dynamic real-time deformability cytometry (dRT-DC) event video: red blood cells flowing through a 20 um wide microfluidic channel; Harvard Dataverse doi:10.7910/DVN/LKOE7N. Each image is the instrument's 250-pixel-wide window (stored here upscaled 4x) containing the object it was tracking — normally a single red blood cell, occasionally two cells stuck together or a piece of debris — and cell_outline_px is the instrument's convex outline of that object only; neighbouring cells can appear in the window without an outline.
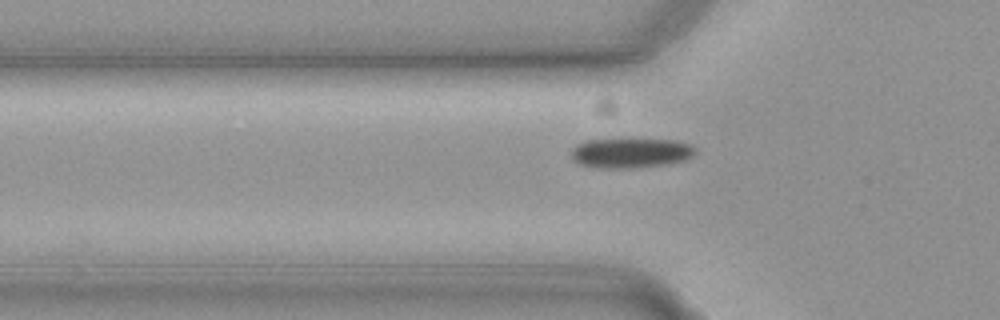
{"species": "common noctule bat (a hibernating species)", "species_latin": "Nyctalus noctula", "temperature_condition": "cold", "stored_images_in_passage": 35, "camera_frame_rate_fps": 3000, "um_per_image_px": 0.085, "animal": {"sex": "female", "body_mass_g": 19.3, "forearm_length_mm": 54.1}, "frame": {"image": 1, "passage_image": 2, "time_ms": 0.333, "image_size_px": [1000, 320], "cell_outline_px": [[696, 152], [692, 156], [684, 160], [664, 164], [632, 168], [608, 168], [580, 164], [572, 160], [572, 148], [576, 144], [588, 140], [612, 136], [620, 136], [676, 140], [692, 144], [696, 148]], "centroid_in_image_um": [53.61, 12.92], "position_along_channel_um": 72.2, "area_um2": 22.66}}
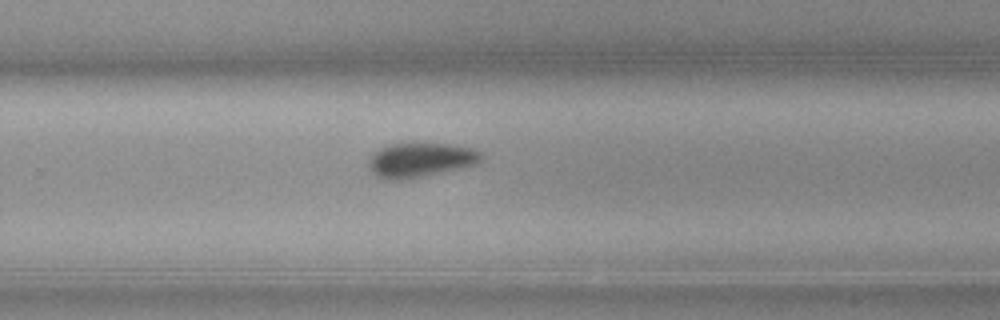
{"frame": {"image": 2, "passage_image": 20, "time_ms": 6.333, "image_size_px": [1000, 320], "cell_outline_px": [[484, 156], [476, 164], [460, 168], [404, 180], [384, 180], [376, 176], [368, 168], [368, 160], [380, 148], [392, 144], [452, 144], [472, 148], [480, 152]], "centroid_in_image_um": [35.72, 13.61], "position_along_channel_um": 294.1, "area_um2": 22.43}}
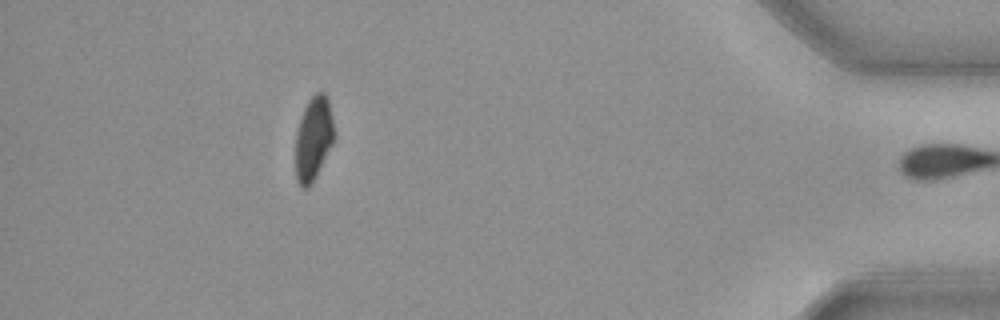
{"frame": {"image": 3, "passage_image": 34, "time_ms": 11.0, "image_size_px": [1000, 320], "cell_outline_px": [[336, 136], [316, 176], [308, 188], [300, 188], [296, 180], [296, 132], [304, 108], [308, 100], [316, 92], [324, 92], [328, 96], [336, 132]], "centroid_in_image_um": [26.67, 11.75], "position_along_channel_um": 408.5, "area_um2": 19.13}, "authors_computed_cell_mechanics": {"area_um2": 22.1374, "velocity_mm_per_s": 3.7081, "shape_relaxation_time_tau1_ms": 2.3939, "shape_relaxation_time_tau2_ms": null, "deformation_change_tau1": 0.0736, "deformation_change_tau2": null}}